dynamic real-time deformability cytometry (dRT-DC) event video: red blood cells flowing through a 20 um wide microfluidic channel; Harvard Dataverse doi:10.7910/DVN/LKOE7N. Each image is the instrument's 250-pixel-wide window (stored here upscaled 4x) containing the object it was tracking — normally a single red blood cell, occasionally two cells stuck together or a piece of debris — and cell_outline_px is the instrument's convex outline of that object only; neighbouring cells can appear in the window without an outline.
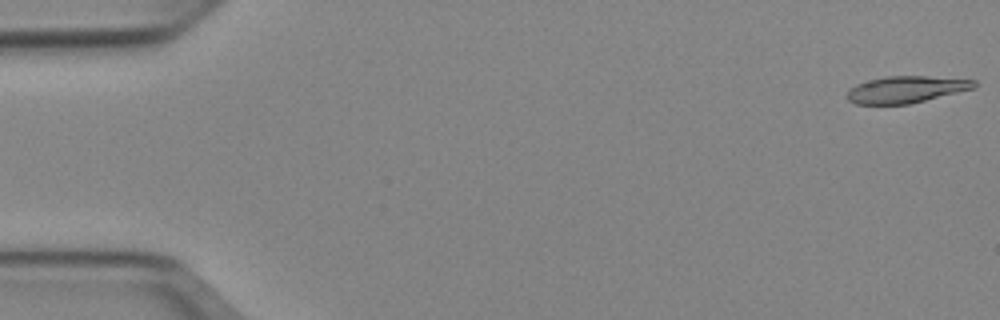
{"species": "Egyptian fruit bat (a non-hibernating species)", "species_latin": "Rousettus aegyptiacus", "temperature_condition": "cold", "stored_images_in_passage": 51, "camera_frame_rate_fps": 3000, "um_per_image_px": 0.085, "animal": {"sex": "female"}, "frame": {"image": 1, "passage_image": 1, "time_ms": 0.0, "image_size_px": [1000, 320], "cell_outline_px": [[976, 88], [908, 104], [856, 104], [848, 100], [848, 92], [856, 84], [868, 80], [884, 76], [928, 76], [976, 80]], "centroid_in_image_um": [77.04, 7.59], "position_along_channel_um": 8.0, "area_um2": 19.71}}
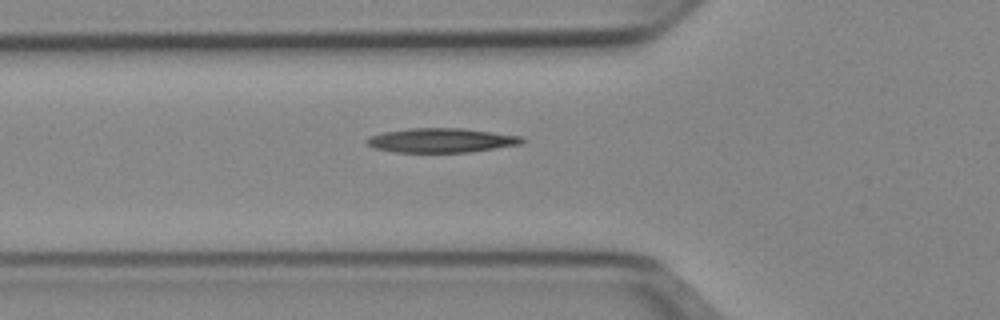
{"frame": {"image": 2, "passage_image": 18, "time_ms": 5.667, "image_size_px": [1000, 320], "cell_outline_px": [[524, 140], [520, 144], [468, 152], [392, 152], [376, 148], [368, 144], [364, 140], [368, 136], [384, 132], [408, 128], [464, 128], [520, 136]], "centroid_in_image_um": [37.45, 11.92], "position_along_channel_um": 88.4, "area_um2": 21.85}}
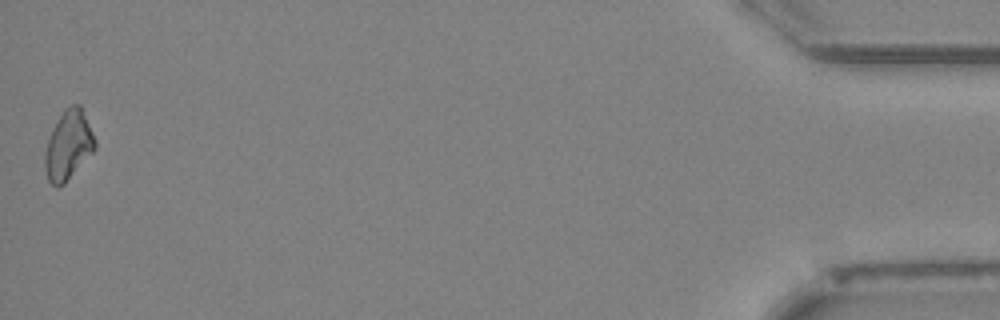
{"frame": {"image": 3, "passage_image": 51, "time_ms": 16.667, "image_size_px": [1000, 320], "cell_outline_px": [[96, 148], [64, 184], [56, 188], [48, 180], [44, 168], [44, 152], [52, 128], [64, 108], [72, 104], [80, 104], [96, 140]], "centroid_in_image_um": [5.79, 12.34], "position_along_channel_um": 429.4, "area_um2": 20.23}}